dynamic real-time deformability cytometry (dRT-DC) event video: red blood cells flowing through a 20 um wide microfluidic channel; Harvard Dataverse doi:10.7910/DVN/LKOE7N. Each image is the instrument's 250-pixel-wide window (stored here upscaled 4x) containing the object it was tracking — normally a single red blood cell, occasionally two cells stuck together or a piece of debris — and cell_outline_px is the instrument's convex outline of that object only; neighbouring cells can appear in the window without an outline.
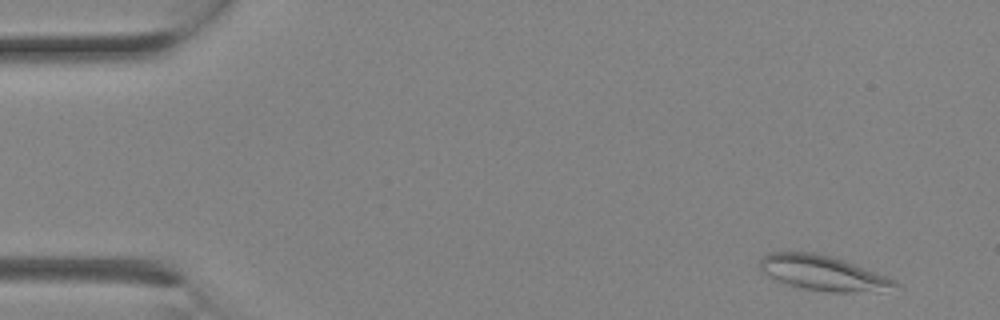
{"species": "Egyptian fruit bat (a non-hibernating species)", "species_latin": "Rousettus aegyptiacus", "temperature_condition": "room temperature", "stored_images_in_passage": 3, "camera_frame_rate_fps": 3000, "um_per_image_px": 0.085, "animal": {"sex": "female"}, "frame": {"image": 1, "passage_image": 3, "time_ms": 0.667, "image_size_px": [1000, 320], "cell_outline_px": [[900, 284], [884, 292], [832, 292], [804, 288], [788, 284], [776, 280], [764, 272], [760, 268], [760, 260], [768, 252], [812, 252], [832, 256], [844, 260], [888, 276], [896, 280]], "centroid_in_image_um": [70.02, 23.21], "position_along_channel_um": 15.0, "area_um2": 27.51}}